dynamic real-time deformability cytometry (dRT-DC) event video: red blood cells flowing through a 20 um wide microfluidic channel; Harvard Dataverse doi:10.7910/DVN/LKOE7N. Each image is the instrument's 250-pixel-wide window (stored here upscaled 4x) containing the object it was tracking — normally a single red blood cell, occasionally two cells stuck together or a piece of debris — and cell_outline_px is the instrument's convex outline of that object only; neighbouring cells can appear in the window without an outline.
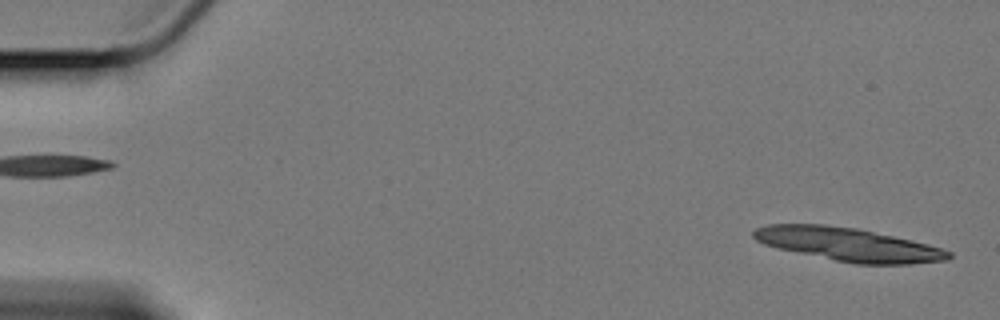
{"species": "Egyptian fruit bat (a non-hibernating species)", "species_latin": "Rousettus aegyptiacus", "temperature_condition": "cold", "stored_images_in_passage": 15, "camera_frame_rate_fps": 3000, "um_per_image_px": 0.085, "animal": {"sex": "female"}, "frame": {"image": 1, "passage_image": 1, "time_ms": 0.0, "image_size_px": [1000, 320], "cell_outline_px": [[952, 256], [948, 260], [908, 264], [856, 264], [836, 260], [780, 248], [764, 244], [756, 240], [752, 236], [752, 232], [756, 228], [768, 224], [824, 224], [856, 228], [928, 244], [952, 252]], "centroid_in_image_um": [72.11, 20.77], "position_along_channel_um": 12.9, "area_um2": 37.4}}